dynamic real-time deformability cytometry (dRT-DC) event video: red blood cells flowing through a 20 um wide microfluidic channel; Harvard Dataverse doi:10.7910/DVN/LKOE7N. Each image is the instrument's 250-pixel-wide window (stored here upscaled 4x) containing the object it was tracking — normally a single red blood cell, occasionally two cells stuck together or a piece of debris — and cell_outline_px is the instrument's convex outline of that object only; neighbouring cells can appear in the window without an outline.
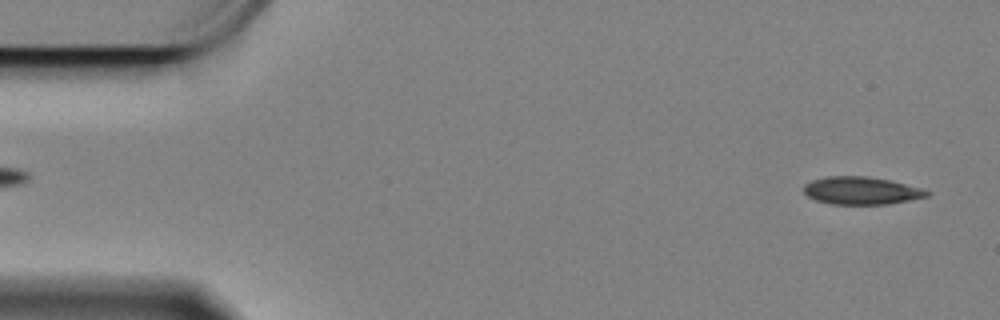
{"species": "Egyptian fruit bat (a non-hibernating species)", "species_latin": "Rousettus aegyptiacus", "temperature_condition": "cold", "stored_images_in_passage": 5, "camera_frame_rate_fps": 3000, "um_per_image_px": 0.085, "animal": {"sex": "female"}, "frame": {"image": 1, "passage_image": 2, "time_ms": 0.333, "image_size_px": [1000, 320], "cell_outline_px": [[928, 196], [908, 200], [884, 204], [832, 204], [816, 200], [808, 196], [804, 192], [804, 184], [812, 180], [828, 176], [864, 176], [888, 180], [920, 188], [928, 192]], "centroid_in_image_um": [73.14, 16.2], "position_along_channel_um": 11.9, "area_um2": 19.42}}